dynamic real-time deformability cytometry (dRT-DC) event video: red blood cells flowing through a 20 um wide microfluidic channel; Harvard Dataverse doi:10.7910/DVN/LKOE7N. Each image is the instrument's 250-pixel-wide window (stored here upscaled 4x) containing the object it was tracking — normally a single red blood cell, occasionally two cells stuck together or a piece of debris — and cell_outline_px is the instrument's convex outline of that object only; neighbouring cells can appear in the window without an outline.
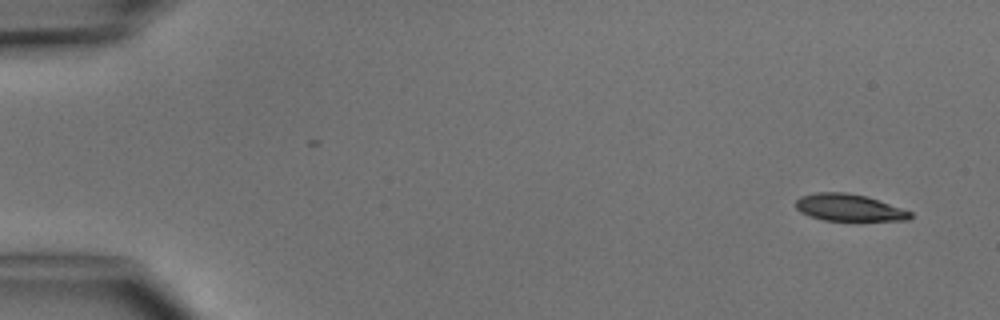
{"species": "common noctule bat (a hibernating species)", "species_latin": "Nyctalus noctula", "temperature_condition": "cold", "stored_images_in_passage": 3, "camera_frame_rate_fps": 3000, "um_per_image_px": 0.085, "animal": {"sex": "male", "body_mass_g": 15.6}, "frame": {"image": 1, "passage_image": 1, "time_ms": 0.0, "image_size_px": [1000, 320], "cell_outline_px": [[912, 216], [908, 220], [824, 220], [808, 216], [800, 212], [796, 208], [796, 200], [800, 196], [816, 192], [844, 192], [868, 196], [912, 212]], "centroid_in_image_um": [72.13, 17.63], "position_along_channel_um": 12.9, "area_um2": 17.98}}
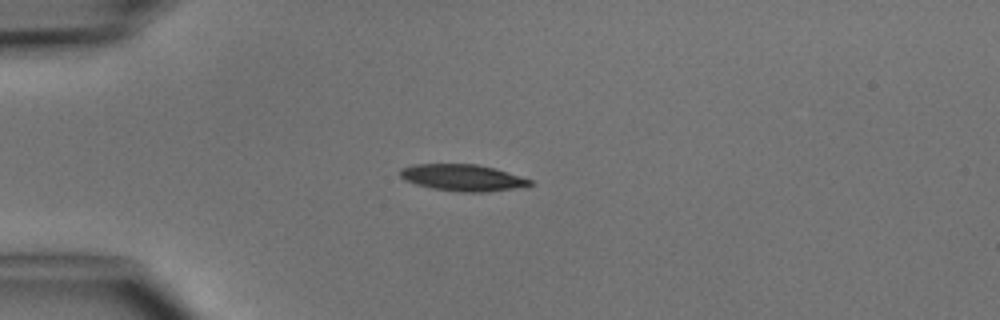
{"frame": {"image": 2, "passage_image": 3, "time_ms": 3.333, "image_size_px": [1000, 320], "cell_outline_px": [[536, 184], [488, 192], [464, 192], [432, 188], [416, 184], [404, 180], [400, 176], [400, 168], [416, 164], [476, 164], [508, 172], [532, 180]], "centroid_in_image_um": [39.31, 15.1], "position_along_channel_um": 45.7, "area_um2": 19.94}}